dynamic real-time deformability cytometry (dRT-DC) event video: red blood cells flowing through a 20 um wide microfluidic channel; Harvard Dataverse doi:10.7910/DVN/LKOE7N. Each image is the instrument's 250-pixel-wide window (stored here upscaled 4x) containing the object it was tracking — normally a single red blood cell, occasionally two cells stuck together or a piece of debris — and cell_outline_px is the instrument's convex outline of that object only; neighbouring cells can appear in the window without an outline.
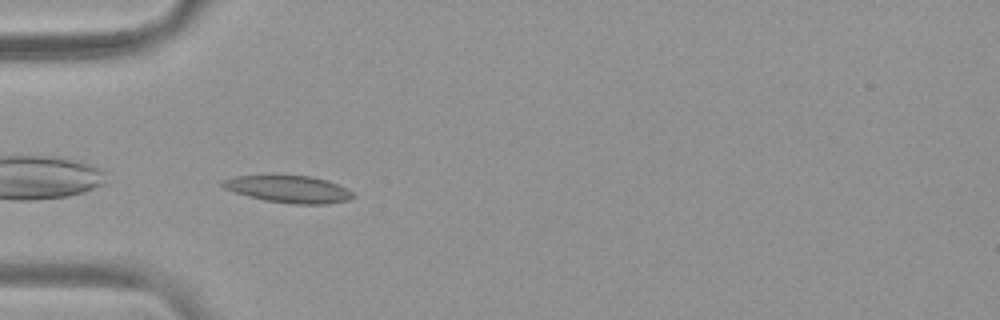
{"species": "common noctule bat (a hibernating species)", "species_latin": "Nyctalus noctula", "temperature_condition": "warm", "stored_images_in_passage": 38, "camera_frame_rate_fps": 3000, "um_per_image_px": 0.085, "animal": {"sex": "female", "body_mass_g": 19.9}, "frame": {"image": 1, "passage_image": 1, "time_ms": 0.0, "image_size_px": [1000, 320], "cell_outline_px": [[356, 196], [348, 200], [328, 204], [292, 204], [264, 200], [248, 196], [224, 188], [220, 184], [220, 180], [236, 176], [312, 176], [328, 180], [348, 188]], "centroid_in_image_um": [24.58, 16.08], "position_along_channel_um": 60.4, "area_um2": 20.63}}
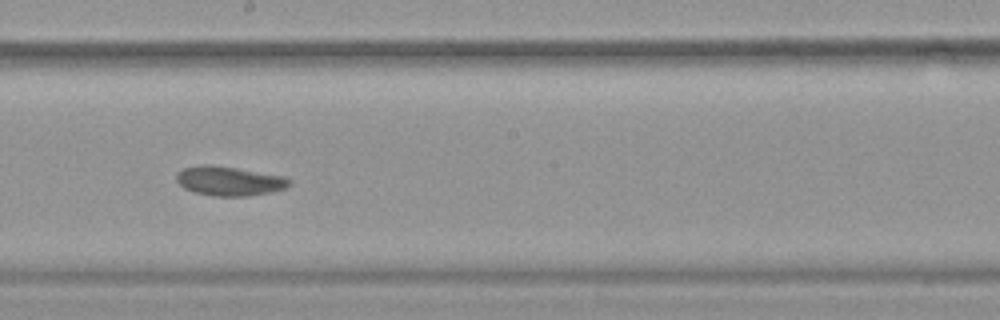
{"frame": {"image": 2, "passage_image": 15, "time_ms": 4.667, "image_size_px": [1000, 320], "cell_outline_px": [[292, 180], [284, 188], [268, 192], [248, 196], [212, 196], [192, 192], [184, 188], [176, 180], [176, 172], [184, 168], [200, 164], [212, 164], [284, 176]], "centroid_in_image_um": [19.42, 15.38], "position_along_channel_um": 228.8, "area_um2": 19.31}}
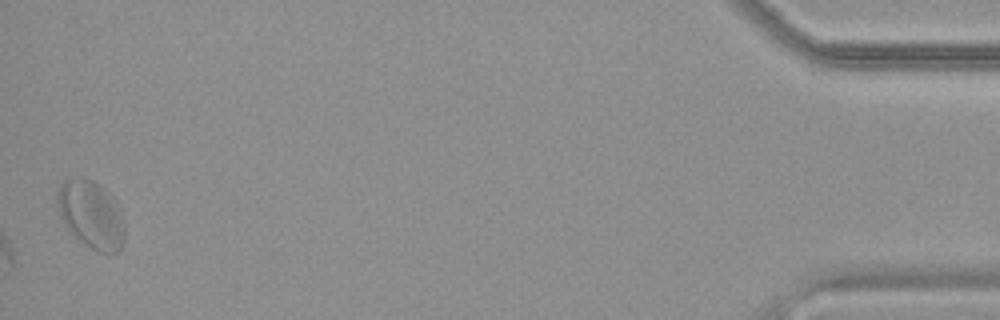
{"frame": {"image": 3, "passage_image": 38, "time_ms": 12.333, "image_size_px": [1000, 320], "cell_outline_px": [[124, 240], [120, 248], [116, 252], [100, 252], [84, 244], [64, 224], [60, 216], [56, 200], [56, 192], [60, 184], [64, 180], [92, 180], [100, 184], [112, 196], [120, 208], [124, 216]], "centroid_in_image_um": [7.76, 18.23], "position_along_channel_um": 427.4, "area_um2": 26.36}, "authors_computed_cell_mechanics": {"area_um2": 19.7387, "velocity_mm_per_s": 3.6952, "shape_relaxation_time_tau1_ms": null, "shape_relaxation_time_tau2_ms": 1.8821, "deformation_change_tau1": null, "deformation_change_tau2": 0.0567}}